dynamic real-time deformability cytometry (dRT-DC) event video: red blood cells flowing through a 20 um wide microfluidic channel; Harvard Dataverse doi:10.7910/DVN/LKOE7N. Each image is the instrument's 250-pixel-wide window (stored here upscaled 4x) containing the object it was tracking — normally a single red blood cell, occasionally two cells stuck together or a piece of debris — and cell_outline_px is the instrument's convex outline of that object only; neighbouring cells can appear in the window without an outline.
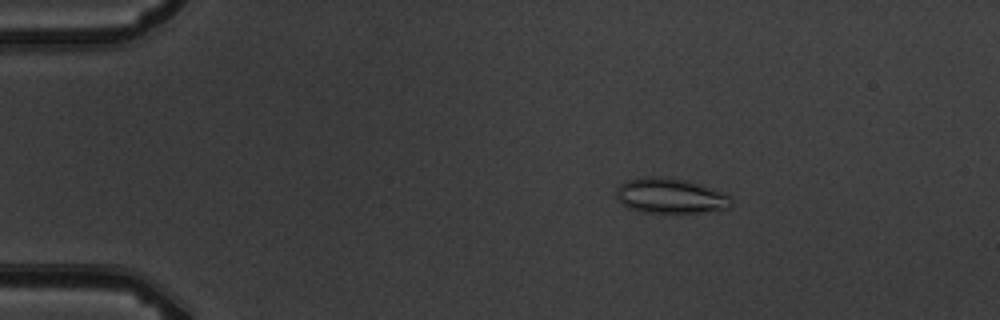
{"species": "common noctule bat (a hibernating species)", "species_latin": "Nyctalus noctula", "temperature_condition": "warm", "stored_images_in_passage": 5, "camera_frame_rate_fps": 3000, "um_per_image_px": 0.085, "animal": {"sex": "male", "body_mass_g": 19.5, "forearm_length_mm": 54.6}, "frame": {"image": 1, "passage_image": 3, "time_ms": 2.333, "image_size_px": [1000, 320], "cell_outline_px": [[732, 204], [728, 208], [704, 212], [644, 212], [628, 208], [616, 200], [616, 188], [620, 184], [628, 180], [652, 176], [656, 176], [688, 180], [720, 192], [728, 196], [732, 200]], "centroid_in_image_um": [56.93, 16.65], "position_along_channel_um": 28.1, "area_um2": 23.29}}